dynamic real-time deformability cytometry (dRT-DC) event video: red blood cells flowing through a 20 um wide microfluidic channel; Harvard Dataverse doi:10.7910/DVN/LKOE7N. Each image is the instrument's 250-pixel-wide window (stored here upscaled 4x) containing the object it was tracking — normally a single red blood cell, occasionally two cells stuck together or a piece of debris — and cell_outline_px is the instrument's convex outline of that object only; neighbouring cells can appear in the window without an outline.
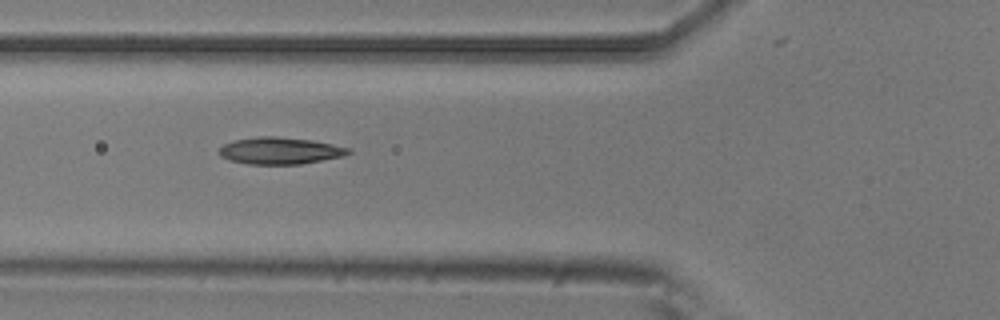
{"species": "common noctule bat (a hibernating species)", "species_latin": "Nyctalus noctula", "temperature_condition": "room temperature", "stored_images_in_passage": 5, "camera_frame_rate_fps": 3000, "um_per_image_px": 0.085, "animal": {"sex": "male", "body_mass_g": 20.5, "forearm_length_mm": 52.5}, "frame": {"image": 1, "passage_image": 3, "time_ms": 0.667, "image_size_px": [1000, 320], "cell_outline_px": [[352, 152], [344, 156], [300, 164], [248, 164], [228, 160], [220, 156], [216, 152], [224, 144], [232, 140], [260, 136], [272, 136], [312, 140], [352, 148]], "centroid_in_image_um": [23.78, 12.81], "position_along_channel_um": 102.0, "area_um2": 20.4}}
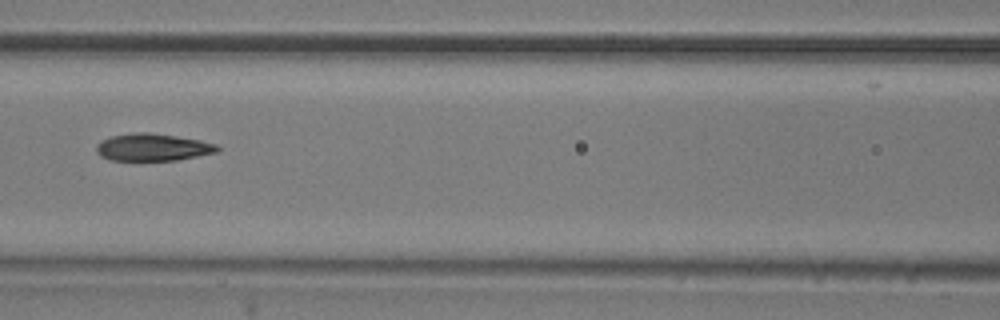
{"frame": {"image": 2, "passage_image": 4, "time_ms": 1.0, "image_size_px": [1000, 320], "cell_outline_px": [[220, 148], [216, 152], [176, 160], [112, 160], [100, 156], [96, 152], [96, 144], [112, 136], [136, 132], [148, 132], [176, 136], [200, 140], [216, 144]], "centroid_in_image_um": [12.97, 12.51], "position_along_channel_um": 153.6, "area_um2": 19.02}}